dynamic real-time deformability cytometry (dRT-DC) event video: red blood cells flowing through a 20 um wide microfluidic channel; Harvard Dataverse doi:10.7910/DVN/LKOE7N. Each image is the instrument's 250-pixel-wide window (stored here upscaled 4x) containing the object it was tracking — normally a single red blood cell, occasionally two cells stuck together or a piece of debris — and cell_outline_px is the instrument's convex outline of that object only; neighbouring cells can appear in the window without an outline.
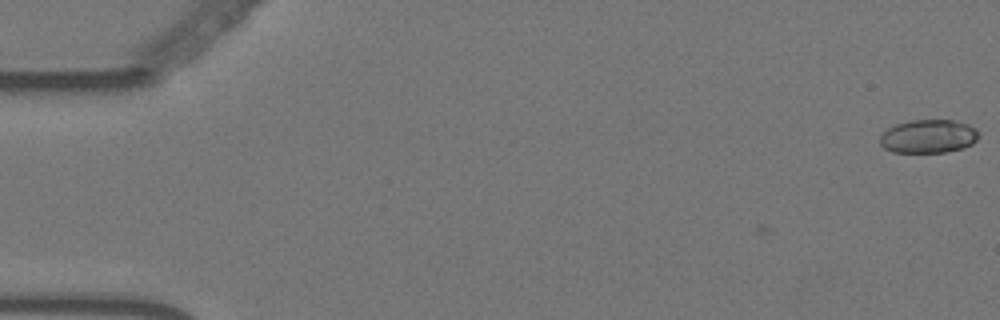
{"species": "Egyptian fruit bat (a non-hibernating species)", "species_latin": "Rousettus aegyptiacus", "temperature_condition": "warm", "stored_images_in_passage": 5, "camera_frame_rate_fps": 3000, "um_per_image_px": 0.085, "animal": {"sex": "female"}, "frame": {"image": 1, "passage_image": 1, "time_ms": 0.0, "image_size_px": [1000, 320], "cell_outline_px": [[980, 136], [972, 144], [964, 148], [944, 152], [892, 152], [884, 148], [880, 144], [880, 136], [888, 128], [896, 124], [912, 120], [952, 120], [968, 124], [976, 128], [980, 132]], "centroid_in_image_um": [78.94, 11.59], "position_along_channel_um": 6.1, "area_um2": 19.36}}